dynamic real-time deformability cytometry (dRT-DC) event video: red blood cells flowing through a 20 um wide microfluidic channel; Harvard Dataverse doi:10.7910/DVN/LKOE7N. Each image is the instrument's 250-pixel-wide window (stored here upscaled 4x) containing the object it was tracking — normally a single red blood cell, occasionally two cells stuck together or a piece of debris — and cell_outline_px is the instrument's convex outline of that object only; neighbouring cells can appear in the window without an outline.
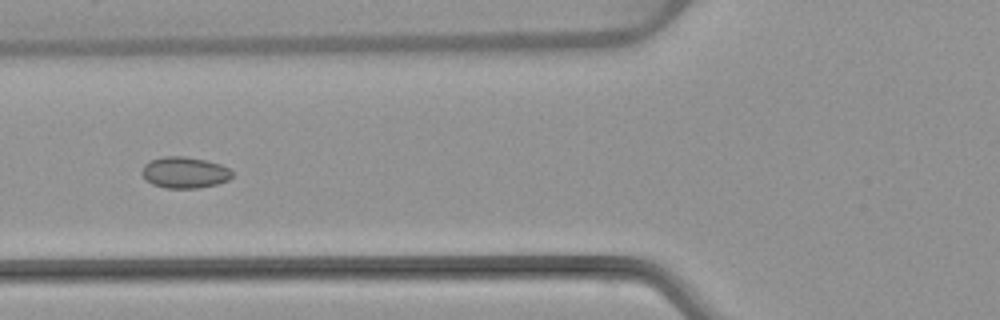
{"species": "common noctule bat (a hibernating species)", "species_latin": "Nyctalus noctula", "temperature_condition": "warm", "stored_images_in_passage": 6, "camera_frame_rate_fps": 3000, "um_per_image_px": 0.085, "animal": {"sex": "female", "body_mass_g": 22.7, "forearm_length_mm": 54.2}, "frame": {"image": 1, "passage_image": 5, "time_ms": 5.667, "image_size_px": [1000, 320], "cell_outline_px": [[232, 176], [228, 180], [216, 184], [200, 188], [164, 188], [152, 184], [140, 172], [144, 164], [152, 160], [164, 156], [184, 156], [204, 160], [220, 164], [228, 168], [232, 172]], "centroid_in_image_um": [15.68, 14.67], "position_along_channel_um": 110.1, "area_um2": 16.36}}
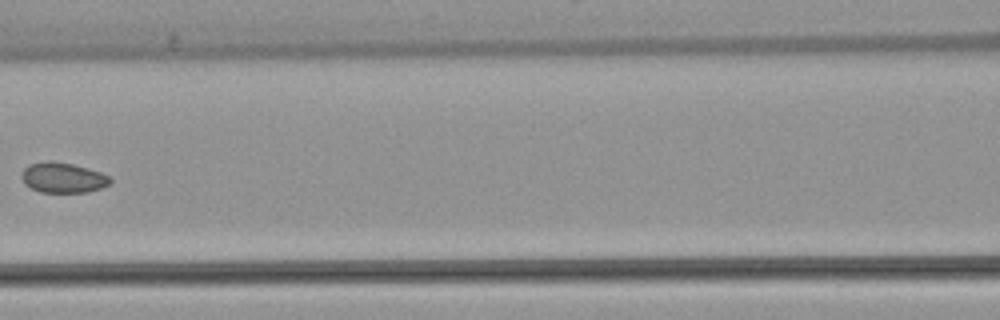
{"frame": {"image": 2, "passage_image": 6, "time_ms": 7.0, "image_size_px": [1000, 320], "cell_outline_px": [[112, 180], [108, 184], [100, 188], [88, 192], [40, 192], [24, 184], [20, 176], [24, 168], [28, 164], [44, 160], [52, 160], [72, 164], [88, 168], [100, 172], [108, 176]], "centroid_in_image_um": [5.3, 15.08], "position_along_channel_um": 161.3, "area_um2": 15.72}}